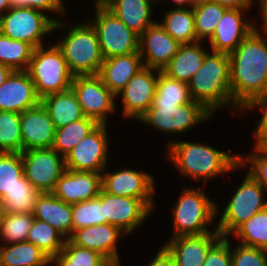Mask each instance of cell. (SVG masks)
I'll return each mask as SVG.
<instances>
[{"instance_id":"obj_1","label":"cell","mask_w":267,"mask_h":266,"mask_svg":"<svg viewBox=\"0 0 267 266\" xmlns=\"http://www.w3.org/2000/svg\"><path fill=\"white\" fill-rule=\"evenodd\" d=\"M255 28L229 54L233 104L240 109L267 94V43Z\"/></svg>"},{"instance_id":"obj_2","label":"cell","mask_w":267,"mask_h":266,"mask_svg":"<svg viewBox=\"0 0 267 266\" xmlns=\"http://www.w3.org/2000/svg\"><path fill=\"white\" fill-rule=\"evenodd\" d=\"M192 100L201 103L209 112L233 102L230 88V56L213 52L188 82Z\"/></svg>"},{"instance_id":"obj_3","label":"cell","mask_w":267,"mask_h":266,"mask_svg":"<svg viewBox=\"0 0 267 266\" xmlns=\"http://www.w3.org/2000/svg\"><path fill=\"white\" fill-rule=\"evenodd\" d=\"M168 146L169 161H172L182 174L194 179L204 178V182L240 166L239 155L226 154L208 145L171 142Z\"/></svg>"},{"instance_id":"obj_4","label":"cell","mask_w":267,"mask_h":266,"mask_svg":"<svg viewBox=\"0 0 267 266\" xmlns=\"http://www.w3.org/2000/svg\"><path fill=\"white\" fill-rule=\"evenodd\" d=\"M56 45L74 76L99 74L104 57L92 23L77 24L70 29L62 43Z\"/></svg>"},{"instance_id":"obj_5","label":"cell","mask_w":267,"mask_h":266,"mask_svg":"<svg viewBox=\"0 0 267 266\" xmlns=\"http://www.w3.org/2000/svg\"><path fill=\"white\" fill-rule=\"evenodd\" d=\"M27 71L40 99L70 89L74 77L57 45L34 48Z\"/></svg>"},{"instance_id":"obj_6","label":"cell","mask_w":267,"mask_h":266,"mask_svg":"<svg viewBox=\"0 0 267 266\" xmlns=\"http://www.w3.org/2000/svg\"><path fill=\"white\" fill-rule=\"evenodd\" d=\"M217 205L199 189H184L174 210V236L202 235L211 232L207 222L211 223L216 214Z\"/></svg>"},{"instance_id":"obj_7","label":"cell","mask_w":267,"mask_h":266,"mask_svg":"<svg viewBox=\"0 0 267 266\" xmlns=\"http://www.w3.org/2000/svg\"><path fill=\"white\" fill-rule=\"evenodd\" d=\"M63 26L48 18L42 10L30 7H11L0 17V32L11 39L28 42L34 48L43 46V35Z\"/></svg>"},{"instance_id":"obj_8","label":"cell","mask_w":267,"mask_h":266,"mask_svg":"<svg viewBox=\"0 0 267 266\" xmlns=\"http://www.w3.org/2000/svg\"><path fill=\"white\" fill-rule=\"evenodd\" d=\"M96 21L92 24L104 59L139 52L140 36L129 29L100 0H96Z\"/></svg>"},{"instance_id":"obj_9","label":"cell","mask_w":267,"mask_h":266,"mask_svg":"<svg viewBox=\"0 0 267 266\" xmlns=\"http://www.w3.org/2000/svg\"><path fill=\"white\" fill-rule=\"evenodd\" d=\"M263 187L248 173L241 186L228 202L216 230L222 237L233 233L258 211L267 207Z\"/></svg>"},{"instance_id":"obj_10","label":"cell","mask_w":267,"mask_h":266,"mask_svg":"<svg viewBox=\"0 0 267 266\" xmlns=\"http://www.w3.org/2000/svg\"><path fill=\"white\" fill-rule=\"evenodd\" d=\"M211 114L201 103L191 100L178 106H150L139 120L166 133H182L206 121Z\"/></svg>"},{"instance_id":"obj_11","label":"cell","mask_w":267,"mask_h":266,"mask_svg":"<svg viewBox=\"0 0 267 266\" xmlns=\"http://www.w3.org/2000/svg\"><path fill=\"white\" fill-rule=\"evenodd\" d=\"M21 158L24 176L40 193L52 192L66 170L65 157L52 148L26 150Z\"/></svg>"},{"instance_id":"obj_12","label":"cell","mask_w":267,"mask_h":266,"mask_svg":"<svg viewBox=\"0 0 267 266\" xmlns=\"http://www.w3.org/2000/svg\"><path fill=\"white\" fill-rule=\"evenodd\" d=\"M72 90L77 96L85 117L106 124L107 112L115 110V95L103 83L101 77L96 75H76L73 77Z\"/></svg>"},{"instance_id":"obj_13","label":"cell","mask_w":267,"mask_h":266,"mask_svg":"<svg viewBox=\"0 0 267 266\" xmlns=\"http://www.w3.org/2000/svg\"><path fill=\"white\" fill-rule=\"evenodd\" d=\"M106 124H99L83 138L65 157L68 170L101 173L107 164Z\"/></svg>"},{"instance_id":"obj_14","label":"cell","mask_w":267,"mask_h":266,"mask_svg":"<svg viewBox=\"0 0 267 266\" xmlns=\"http://www.w3.org/2000/svg\"><path fill=\"white\" fill-rule=\"evenodd\" d=\"M104 204V218L107 223L120 228L124 233L133 232L151 209L140 199L108 194L102 189L98 195Z\"/></svg>"},{"instance_id":"obj_15","label":"cell","mask_w":267,"mask_h":266,"mask_svg":"<svg viewBox=\"0 0 267 266\" xmlns=\"http://www.w3.org/2000/svg\"><path fill=\"white\" fill-rule=\"evenodd\" d=\"M154 181L151 175L134 170H121L101 175L102 190L108 194L142 200L152 210Z\"/></svg>"},{"instance_id":"obj_16","label":"cell","mask_w":267,"mask_h":266,"mask_svg":"<svg viewBox=\"0 0 267 266\" xmlns=\"http://www.w3.org/2000/svg\"><path fill=\"white\" fill-rule=\"evenodd\" d=\"M153 70L158 69L144 66L119 92L123 97L124 116L139 119L152 105L158 79Z\"/></svg>"},{"instance_id":"obj_17","label":"cell","mask_w":267,"mask_h":266,"mask_svg":"<svg viewBox=\"0 0 267 266\" xmlns=\"http://www.w3.org/2000/svg\"><path fill=\"white\" fill-rule=\"evenodd\" d=\"M41 99L37 96L34 83L27 70H15L0 86V111L21 114L37 106Z\"/></svg>"},{"instance_id":"obj_18","label":"cell","mask_w":267,"mask_h":266,"mask_svg":"<svg viewBox=\"0 0 267 266\" xmlns=\"http://www.w3.org/2000/svg\"><path fill=\"white\" fill-rule=\"evenodd\" d=\"M23 151L52 148L56 128L40 102L20 114Z\"/></svg>"},{"instance_id":"obj_19","label":"cell","mask_w":267,"mask_h":266,"mask_svg":"<svg viewBox=\"0 0 267 266\" xmlns=\"http://www.w3.org/2000/svg\"><path fill=\"white\" fill-rule=\"evenodd\" d=\"M180 44L165 31V29L155 22L149 26L139 39V53L144 60L146 48L145 67L161 70L177 54Z\"/></svg>"},{"instance_id":"obj_20","label":"cell","mask_w":267,"mask_h":266,"mask_svg":"<svg viewBox=\"0 0 267 266\" xmlns=\"http://www.w3.org/2000/svg\"><path fill=\"white\" fill-rule=\"evenodd\" d=\"M101 189V173L66 169L52 193L66 203L75 204L98 197Z\"/></svg>"},{"instance_id":"obj_21","label":"cell","mask_w":267,"mask_h":266,"mask_svg":"<svg viewBox=\"0 0 267 266\" xmlns=\"http://www.w3.org/2000/svg\"><path fill=\"white\" fill-rule=\"evenodd\" d=\"M122 232L109 223L97 224L75 230L69 240L79 247L99 252L113 266H120L116 241Z\"/></svg>"},{"instance_id":"obj_22","label":"cell","mask_w":267,"mask_h":266,"mask_svg":"<svg viewBox=\"0 0 267 266\" xmlns=\"http://www.w3.org/2000/svg\"><path fill=\"white\" fill-rule=\"evenodd\" d=\"M221 238L220 233L177 236L164 247L174 257L177 266H203L209 250Z\"/></svg>"},{"instance_id":"obj_23","label":"cell","mask_w":267,"mask_h":266,"mask_svg":"<svg viewBox=\"0 0 267 266\" xmlns=\"http://www.w3.org/2000/svg\"><path fill=\"white\" fill-rule=\"evenodd\" d=\"M247 8H228L219 20L215 32L209 39L212 52L232 53L254 30L253 24L243 21L242 12Z\"/></svg>"},{"instance_id":"obj_24","label":"cell","mask_w":267,"mask_h":266,"mask_svg":"<svg viewBox=\"0 0 267 266\" xmlns=\"http://www.w3.org/2000/svg\"><path fill=\"white\" fill-rule=\"evenodd\" d=\"M139 52L104 59L99 76L107 88L118 96L129 80L144 67Z\"/></svg>"},{"instance_id":"obj_25","label":"cell","mask_w":267,"mask_h":266,"mask_svg":"<svg viewBox=\"0 0 267 266\" xmlns=\"http://www.w3.org/2000/svg\"><path fill=\"white\" fill-rule=\"evenodd\" d=\"M32 215L54 227L63 236L66 235L67 239L73 234L72 204L60 200L52 192L38 195Z\"/></svg>"},{"instance_id":"obj_26","label":"cell","mask_w":267,"mask_h":266,"mask_svg":"<svg viewBox=\"0 0 267 266\" xmlns=\"http://www.w3.org/2000/svg\"><path fill=\"white\" fill-rule=\"evenodd\" d=\"M129 29L139 36L156 21L150 20L151 0H100Z\"/></svg>"},{"instance_id":"obj_27","label":"cell","mask_w":267,"mask_h":266,"mask_svg":"<svg viewBox=\"0 0 267 266\" xmlns=\"http://www.w3.org/2000/svg\"><path fill=\"white\" fill-rule=\"evenodd\" d=\"M56 129L84 118L77 96L72 88L47 95L41 99Z\"/></svg>"},{"instance_id":"obj_28","label":"cell","mask_w":267,"mask_h":266,"mask_svg":"<svg viewBox=\"0 0 267 266\" xmlns=\"http://www.w3.org/2000/svg\"><path fill=\"white\" fill-rule=\"evenodd\" d=\"M207 54V51L200 48L199 41L181 44L177 54L162 69V72L172 79L188 83L203 64Z\"/></svg>"},{"instance_id":"obj_29","label":"cell","mask_w":267,"mask_h":266,"mask_svg":"<svg viewBox=\"0 0 267 266\" xmlns=\"http://www.w3.org/2000/svg\"><path fill=\"white\" fill-rule=\"evenodd\" d=\"M51 258L31 242L0 246V266H48Z\"/></svg>"},{"instance_id":"obj_30","label":"cell","mask_w":267,"mask_h":266,"mask_svg":"<svg viewBox=\"0 0 267 266\" xmlns=\"http://www.w3.org/2000/svg\"><path fill=\"white\" fill-rule=\"evenodd\" d=\"M160 24L180 45L197 42L193 8L170 10Z\"/></svg>"},{"instance_id":"obj_31","label":"cell","mask_w":267,"mask_h":266,"mask_svg":"<svg viewBox=\"0 0 267 266\" xmlns=\"http://www.w3.org/2000/svg\"><path fill=\"white\" fill-rule=\"evenodd\" d=\"M156 91L151 106H178L190 102L191 96L187 82L172 79L157 70Z\"/></svg>"},{"instance_id":"obj_32","label":"cell","mask_w":267,"mask_h":266,"mask_svg":"<svg viewBox=\"0 0 267 266\" xmlns=\"http://www.w3.org/2000/svg\"><path fill=\"white\" fill-rule=\"evenodd\" d=\"M98 125L99 123L94 119L84 117L67 126L56 129L52 149L66 157V155Z\"/></svg>"},{"instance_id":"obj_33","label":"cell","mask_w":267,"mask_h":266,"mask_svg":"<svg viewBox=\"0 0 267 266\" xmlns=\"http://www.w3.org/2000/svg\"><path fill=\"white\" fill-rule=\"evenodd\" d=\"M194 24L197 41L207 37L210 39L215 32L219 20L228 9L212 1L199 2L193 5Z\"/></svg>"},{"instance_id":"obj_34","label":"cell","mask_w":267,"mask_h":266,"mask_svg":"<svg viewBox=\"0 0 267 266\" xmlns=\"http://www.w3.org/2000/svg\"><path fill=\"white\" fill-rule=\"evenodd\" d=\"M48 223L35 219L28 231L27 241L41 249L50 258L61 253L66 239ZM64 239V240H63Z\"/></svg>"},{"instance_id":"obj_35","label":"cell","mask_w":267,"mask_h":266,"mask_svg":"<svg viewBox=\"0 0 267 266\" xmlns=\"http://www.w3.org/2000/svg\"><path fill=\"white\" fill-rule=\"evenodd\" d=\"M34 47L28 42L18 41L0 32V63L14 71L28 70Z\"/></svg>"},{"instance_id":"obj_36","label":"cell","mask_w":267,"mask_h":266,"mask_svg":"<svg viewBox=\"0 0 267 266\" xmlns=\"http://www.w3.org/2000/svg\"><path fill=\"white\" fill-rule=\"evenodd\" d=\"M40 192L36 190L29 180L23 176L9 192H5L2 200L5 204L6 213H33L36 198Z\"/></svg>"},{"instance_id":"obj_37","label":"cell","mask_w":267,"mask_h":266,"mask_svg":"<svg viewBox=\"0 0 267 266\" xmlns=\"http://www.w3.org/2000/svg\"><path fill=\"white\" fill-rule=\"evenodd\" d=\"M233 233L241 239V245L267 250V207L258 211Z\"/></svg>"},{"instance_id":"obj_38","label":"cell","mask_w":267,"mask_h":266,"mask_svg":"<svg viewBox=\"0 0 267 266\" xmlns=\"http://www.w3.org/2000/svg\"><path fill=\"white\" fill-rule=\"evenodd\" d=\"M0 152H23L19 113L0 111Z\"/></svg>"},{"instance_id":"obj_39","label":"cell","mask_w":267,"mask_h":266,"mask_svg":"<svg viewBox=\"0 0 267 266\" xmlns=\"http://www.w3.org/2000/svg\"><path fill=\"white\" fill-rule=\"evenodd\" d=\"M33 222L34 217L31 213H6L0 224V236L6 244L25 242Z\"/></svg>"},{"instance_id":"obj_40","label":"cell","mask_w":267,"mask_h":266,"mask_svg":"<svg viewBox=\"0 0 267 266\" xmlns=\"http://www.w3.org/2000/svg\"><path fill=\"white\" fill-rule=\"evenodd\" d=\"M105 223L107 218H104V204L98 197L72 204L73 232L83 227Z\"/></svg>"},{"instance_id":"obj_41","label":"cell","mask_w":267,"mask_h":266,"mask_svg":"<svg viewBox=\"0 0 267 266\" xmlns=\"http://www.w3.org/2000/svg\"><path fill=\"white\" fill-rule=\"evenodd\" d=\"M24 176L21 153L0 152V198Z\"/></svg>"},{"instance_id":"obj_42","label":"cell","mask_w":267,"mask_h":266,"mask_svg":"<svg viewBox=\"0 0 267 266\" xmlns=\"http://www.w3.org/2000/svg\"><path fill=\"white\" fill-rule=\"evenodd\" d=\"M61 254L68 260V266H113L99 252L79 247L69 239H66Z\"/></svg>"},{"instance_id":"obj_43","label":"cell","mask_w":267,"mask_h":266,"mask_svg":"<svg viewBox=\"0 0 267 266\" xmlns=\"http://www.w3.org/2000/svg\"><path fill=\"white\" fill-rule=\"evenodd\" d=\"M231 266H267V250L239 244L231 253Z\"/></svg>"},{"instance_id":"obj_44","label":"cell","mask_w":267,"mask_h":266,"mask_svg":"<svg viewBox=\"0 0 267 266\" xmlns=\"http://www.w3.org/2000/svg\"><path fill=\"white\" fill-rule=\"evenodd\" d=\"M257 154H249L246 159L239 156V165L248 160L252 165L249 174L267 191V148L255 147Z\"/></svg>"},{"instance_id":"obj_45","label":"cell","mask_w":267,"mask_h":266,"mask_svg":"<svg viewBox=\"0 0 267 266\" xmlns=\"http://www.w3.org/2000/svg\"><path fill=\"white\" fill-rule=\"evenodd\" d=\"M230 243L222 237L208 252L203 266H231L232 258Z\"/></svg>"},{"instance_id":"obj_46","label":"cell","mask_w":267,"mask_h":266,"mask_svg":"<svg viewBox=\"0 0 267 266\" xmlns=\"http://www.w3.org/2000/svg\"><path fill=\"white\" fill-rule=\"evenodd\" d=\"M258 106L263 111V115L256 128L257 144L255 147L267 148V94L253 99L244 109H254Z\"/></svg>"},{"instance_id":"obj_47","label":"cell","mask_w":267,"mask_h":266,"mask_svg":"<svg viewBox=\"0 0 267 266\" xmlns=\"http://www.w3.org/2000/svg\"><path fill=\"white\" fill-rule=\"evenodd\" d=\"M12 7H30L43 11H55L63 14L62 0H10Z\"/></svg>"},{"instance_id":"obj_48","label":"cell","mask_w":267,"mask_h":266,"mask_svg":"<svg viewBox=\"0 0 267 266\" xmlns=\"http://www.w3.org/2000/svg\"><path fill=\"white\" fill-rule=\"evenodd\" d=\"M149 266H177L174 257L163 246V248L156 254Z\"/></svg>"},{"instance_id":"obj_49","label":"cell","mask_w":267,"mask_h":266,"mask_svg":"<svg viewBox=\"0 0 267 266\" xmlns=\"http://www.w3.org/2000/svg\"><path fill=\"white\" fill-rule=\"evenodd\" d=\"M230 9L248 8L252 0H208Z\"/></svg>"},{"instance_id":"obj_50","label":"cell","mask_w":267,"mask_h":266,"mask_svg":"<svg viewBox=\"0 0 267 266\" xmlns=\"http://www.w3.org/2000/svg\"><path fill=\"white\" fill-rule=\"evenodd\" d=\"M14 70L0 63V86L8 79Z\"/></svg>"},{"instance_id":"obj_51","label":"cell","mask_w":267,"mask_h":266,"mask_svg":"<svg viewBox=\"0 0 267 266\" xmlns=\"http://www.w3.org/2000/svg\"><path fill=\"white\" fill-rule=\"evenodd\" d=\"M262 20H263V32L267 36V0H260Z\"/></svg>"},{"instance_id":"obj_52","label":"cell","mask_w":267,"mask_h":266,"mask_svg":"<svg viewBox=\"0 0 267 266\" xmlns=\"http://www.w3.org/2000/svg\"><path fill=\"white\" fill-rule=\"evenodd\" d=\"M52 262H56L58 266H68V260L61 253L56 256H53L51 258V263Z\"/></svg>"},{"instance_id":"obj_53","label":"cell","mask_w":267,"mask_h":266,"mask_svg":"<svg viewBox=\"0 0 267 266\" xmlns=\"http://www.w3.org/2000/svg\"><path fill=\"white\" fill-rule=\"evenodd\" d=\"M10 0H0V17L3 15L1 12L4 10L8 11L11 8Z\"/></svg>"},{"instance_id":"obj_54","label":"cell","mask_w":267,"mask_h":266,"mask_svg":"<svg viewBox=\"0 0 267 266\" xmlns=\"http://www.w3.org/2000/svg\"><path fill=\"white\" fill-rule=\"evenodd\" d=\"M5 215H6L5 204L3 200L0 198V224L5 218Z\"/></svg>"},{"instance_id":"obj_55","label":"cell","mask_w":267,"mask_h":266,"mask_svg":"<svg viewBox=\"0 0 267 266\" xmlns=\"http://www.w3.org/2000/svg\"><path fill=\"white\" fill-rule=\"evenodd\" d=\"M174 3L177 4V6H179V8H182L184 4H190L193 7V3L191 2V0H173Z\"/></svg>"},{"instance_id":"obj_56","label":"cell","mask_w":267,"mask_h":266,"mask_svg":"<svg viewBox=\"0 0 267 266\" xmlns=\"http://www.w3.org/2000/svg\"><path fill=\"white\" fill-rule=\"evenodd\" d=\"M204 1H206V0H191V2L193 4H196V3H199V2H204Z\"/></svg>"}]
</instances>
